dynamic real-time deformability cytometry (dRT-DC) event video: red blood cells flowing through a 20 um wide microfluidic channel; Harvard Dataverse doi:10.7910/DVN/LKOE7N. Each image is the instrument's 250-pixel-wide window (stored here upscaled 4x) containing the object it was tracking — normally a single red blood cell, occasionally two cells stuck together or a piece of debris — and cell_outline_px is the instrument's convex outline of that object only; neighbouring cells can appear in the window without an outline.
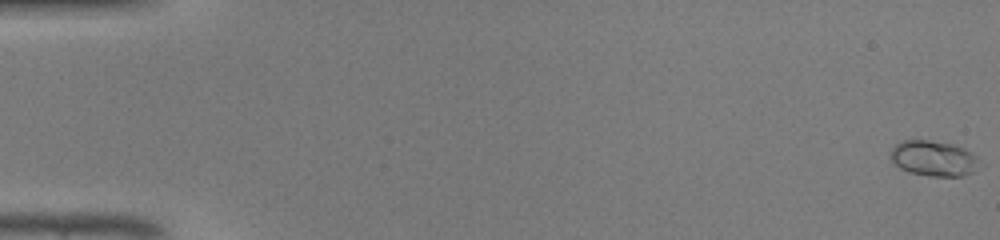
{"species": "common noctule bat (a hibernating species)", "species_latin": "Nyctalus noctula", "temperature_condition": "warm", "stored_images_in_passage": 48, "camera_frame_rate_fps": 3000, "um_per_image_px": 0.085, "animal": {"sex": "male", "body_mass_g": 19.0, "forearm_length_mm": 50.8}, "frame": {"image": 1, "passage_image": 1, "time_ms": 0.0, "image_size_px": [1000, 240], "cell_outline_px": [[984, 164], [972, 172], [964, 176], [928, 176], [908, 172], [900, 168], [892, 160], [892, 148], [896, 144], [904, 140], [928, 140], [952, 144], [964, 148], [972, 152]], "centroid_in_image_um": [79.43, 13.47], "position_along_channel_um": 5.6, "area_um2": 18.5}}
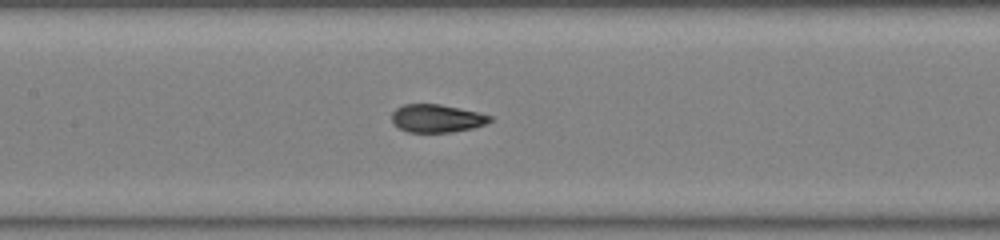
{"frame": {"image": 2, "passage_image": 24, "time_ms": 7.667, "image_size_px": [1000, 240], "cell_outline_px": [[492, 120], [484, 124], [472, 128], [452, 132], [408, 132], [400, 128], [392, 120], [392, 112], [396, 108], [404, 104], [440, 104], [460, 108], [492, 116]], "centroid_in_image_um": [37.12, 10.05], "position_along_channel_um": 170.3, "area_um2": 15.84}}
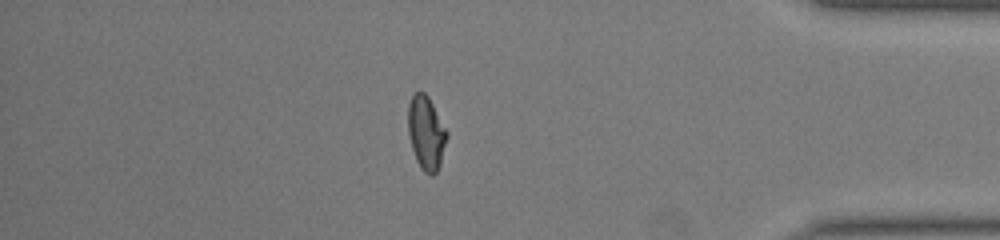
{"frame": {"image": 3, "passage_image": 42, "time_ms": 13.667, "image_size_px": [1000, 240], "cell_outline_px": [[448, 136], [440, 164], [436, 172], [432, 176], [424, 172], [420, 168], [416, 160], [412, 148], [408, 132], [408, 104], [412, 96], [416, 92], [424, 92], [428, 96], [448, 132]], "centroid_in_image_um": [36.22, 11.31], "position_along_channel_um": 399.0, "area_um2": 16.65}, "authors_computed_cell_mechanics": {"area_um2": 16.5597, "velocity_mm_per_s": 4.3248, "shape_relaxation_time_tau1_ms": 6.1336, "shape_relaxation_time_tau2_ms": null, "deformation_change_tau1": 0.2162, "deformation_change_tau2": null}}